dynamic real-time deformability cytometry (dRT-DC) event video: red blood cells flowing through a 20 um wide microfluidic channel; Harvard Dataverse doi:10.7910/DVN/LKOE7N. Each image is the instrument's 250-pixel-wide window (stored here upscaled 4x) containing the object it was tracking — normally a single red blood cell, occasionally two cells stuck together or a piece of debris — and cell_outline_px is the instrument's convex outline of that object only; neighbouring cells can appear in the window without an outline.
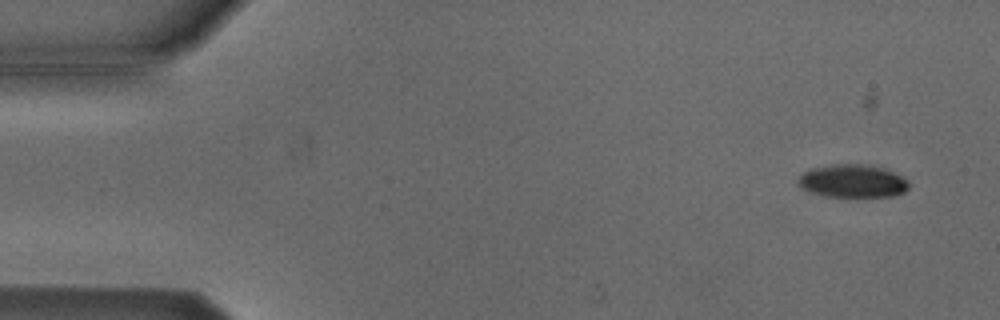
{"species": "Egyptian fruit bat (a non-hibernating species)", "species_latin": "Rousettus aegyptiacus", "temperature_condition": "cold", "stored_images_in_passage": 23, "camera_frame_rate_fps": 3000, "um_per_image_px": 0.085, "animal": {"sex": "male"}, "frame": {"image": 1, "passage_image": 3, "time_ms": 0.667, "image_size_px": [1000, 320], "cell_outline_px": [[908, 188], [904, 192], [892, 196], [856, 200], [824, 196], [800, 188], [800, 176], [804, 172], [812, 168], [832, 164], [868, 164], [884, 168], [908, 180]], "centroid_in_image_um": [72.5, 15.44], "position_along_channel_um": 12.5, "area_um2": 22.02}}
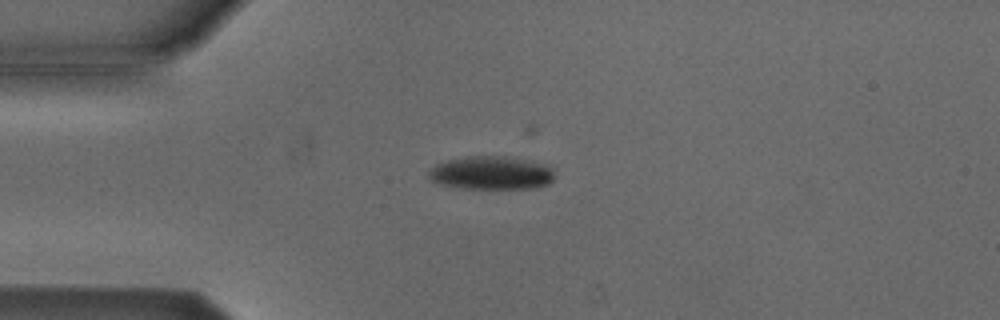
{"frame": {"image": 2, "passage_image": 13, "time_ms": 4.0, "image_size_px": [1000, 320], "cell_outline_px": [[552, 180], [548, 184], [536, 188], [460, 188], [440, 184], [432, 180], [428, 176], [428, 172], [436, 164], [448, 160], [468, 156], [504, 156], [532, 160], [548, 164], [552, 168]], "centroid_in_image_um": [41.79, 14.69], "position_along_channel_um": 43.2, "area_um2": 24.51}}
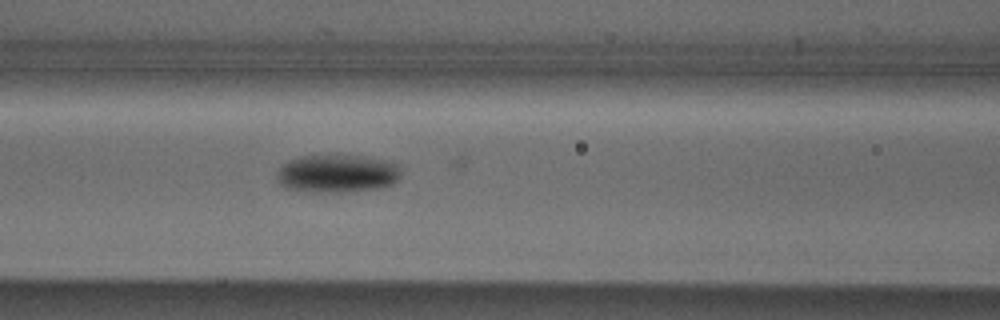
{"frame": {"image": 3, "passage_image": 22, "time_ms": 7.0, "image_size_px": [1000, 320], "cell_outline_px": [[400, 180], [392, 184], [380, 188], [344, 192], [316, 192], [284, 188], [280, 184], [276, 176], [276, 172], [288, 160], [300, 156], [336, 152], [340, 152], [388, 160], [396, 164], [400, 168]], "centroid_in_image_um": [28.67, 14.7], "position_along_channel_um": 137.9, "area_um2": 28.61}}